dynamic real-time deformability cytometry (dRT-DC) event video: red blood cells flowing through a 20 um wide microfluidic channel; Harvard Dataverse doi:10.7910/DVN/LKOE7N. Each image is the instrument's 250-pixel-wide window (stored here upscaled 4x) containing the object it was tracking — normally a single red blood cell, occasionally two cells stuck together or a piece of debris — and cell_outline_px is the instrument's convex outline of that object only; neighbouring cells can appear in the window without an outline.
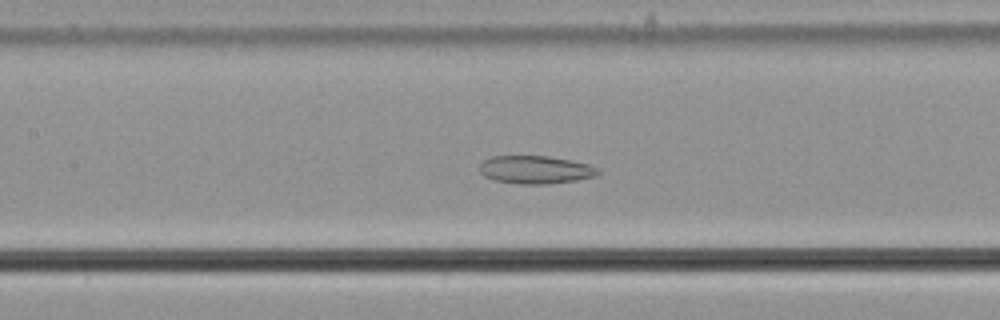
{"species": "common noctule bat (a hibernating species)", "species_latin": "Nyctalus noctula", "temperature_condition": "cold", "stored_images_in_passage": 46, "camera_frame_rate_fps": 3000, "um_per_image_px": 0.085, "animal": {"sex": "male", "body_mass_g": 21.5, "forearm_length_mm": 52.0}, "frame": {"image": 1, "passage_image": 15, "time_ms": 4.667, "image_size_px": [1000, 320], "cell_outline_px": [[600, 172], [596, 176], [576, 180], [548, 184], [520, 184], [496, 180], [484, 176], [480, 172], [480, 164], [484, 160], [492, 156], [548, 156], [588, 164], [600, 168]], "centroid_in_image_um": [45.53, 14.43], "position_along_channel_um": 161.9, "area_um2": 19.25}}
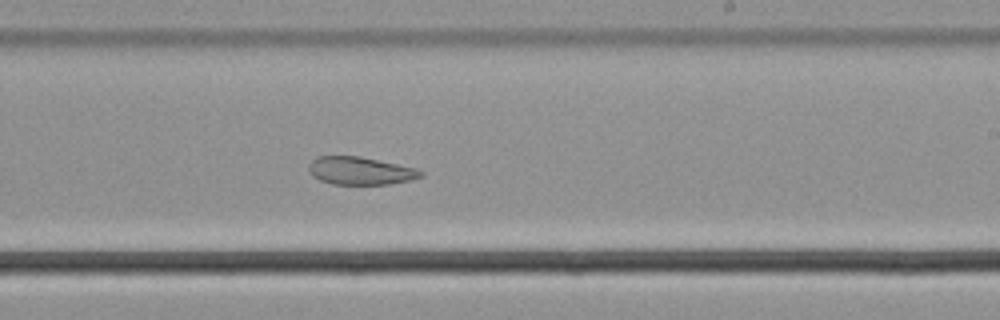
{"frame": {"image": 2, "passage_image": 23, "time_ms": 7.333, "image_size_px": [1000, 320], "cell_outline_px": [[424, 176], [412, 180], [388, 184], [332, 184], [320, 180], [312, 176], [308, 168], [308, 164], [316, 156], [360, 156], [416, 168], [424, 172]], "centroid_in_image_um": [30.63, 14.51], "position_along_channel_um": 258.4, "area_um2": 18.26}}
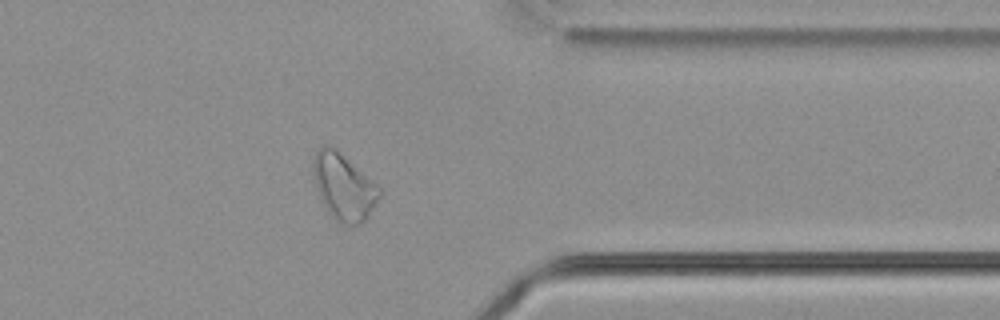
{"frame": {"image": 3, "passage_image": 34, "time_ms": 11.0, "image_size_px": [1000, 320], "cell_outline_px": [[380, 196], [368, 216], [360, 224], [344, 224], [336, 220], [328, 212], [320, 196], [312, 172], [312, 160], [316, 152], [324, 144], [328, 144], [336, 148], [376, 184], [380, 188]], "centroid_in_image_um": [29.19, 15.85], "position_along_channel_um": 382.2, "area_um2": 25.2}, "authors_computed_cell_mechanics": {"area_um2": 22.0507, "velocity_mm_per_s": 3.6243, "shape_relaxation_time_tau1_ms": null, "shape_relaxation_time_tau2_ms": 5.9514, "deformation_change_tau1": null, "deformation_change_tau2": 0.1265}}